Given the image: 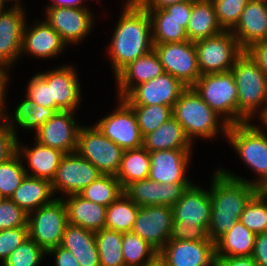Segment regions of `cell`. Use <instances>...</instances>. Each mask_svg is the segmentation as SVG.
<instances>
[{
	"instance_id": "obj_12",
	"label": "cell",
	"mask_w": 267,
	"mask_h": 266,
	"mask_svg": "<svg viewBox=\"0 0 267 266\" xmlns=\"http://www.w3.org/2000/svg\"><path fill=\"white\" fill-rule=\"evenodd\" d=\"M62 64L38 71V74L50 85L51 101H55V112L80 111L83 100L82 81L75 64ZM51 69V70H50ZM83 93V94H82Z\"/></svg>"
},
{
	"instance_id": "obj_33",
	"label": "cell",
	"mask_w": 267,
	"mask_h": 266,
	"mask_svg": "<svg viewBox=\"0 0 267 266\" xmlns=\"http://www.w3.org/2000/svg\"><path fill=\"white\" fill-rule=\"evenodd\" d=\"M146 10L151 18L153 44L188 41L186 29L189 22L176 21L164 9Z\"/></svg>"
},
{
	"instance_id": "obj_16",
	"label": "cell",
	"mask_w": 267,
	"mask_h": 266,
	"mask_svg": "<svg viewBox=\"0 0 267 266\" xmlns=\"http://www.w3.org/2000/svg\"><path fill=\"white\" fill-rule=\"evenodd\" d=\"M35 18L36 20L33 19L32 23H28L29 17L26 21L23 30L21 57L24 58L25 55H28L43 61L59 58L67 51V45L44 18Z\"/></svg>"
},
{
	"instance_id": "obj_10",
	"label": "cell",
	"mask_w": 267,
	"mask_h": 266,
	"mask_svg": "<svg viewBox=\"0 0 267 266\" xmlns=\"http://www.w3.org/2000/svg\"><path fill=\"white\" fill-rule=\"evenodd\" d=\"M44 19L67 45L86 41L95 28V15L90 7H44ZM82 42V43H81Z\"/></svg>"
},
{
	"instance_id": "obj_13",
	"label": "cell",
	"mask_w": 267,
	"mask_h": 266,
	"mask_svg": "<svg viewBox=\"0 0 267 266\" xmlns=\"http://www.w3.org/2000/svg\"><path fill=\"white\" fill-rule=\"evenodd\" d=\"M103 175L92 163L77 151L65 154L51 182L56 198L78 194ZM58 195L60 196H57Z\"/></svg>"
},
{
	"instance_id": "obj_38",
	"label": "cell",
	"mask_w": 267,
	"mask_h": 266,
	"mask_svg": "<svg viewBox=\"0 0 267 266\" xmlns=\"http://www.w3.org/2000/svg\"><path fill=\"white\" fill-rule=\"evenodd\" d=\"M123 193L119 180L114 175H101L78 194L93 203L109 206Z\"/></svg>"
},
{
	"instance_id": "obj_56",
	"label": "cell",
	"mask_w": 267,
	"mask_h": 266,
	"mask_svg": "<svg viewBox=\"0 0 267 266\" xmlns=\"http://www.w3.org/2000/svg\"><path fill=\"white\" fill-rule=\"evenodd\" d=\"M215 266H259L252 257H215Z\"/></svg>"
},
{
	"instance_id": "obj_40",
	"label": "cell",
	"mask_w": 267,
	"mask_h": 266,
	"mask_svg": "<svg viewBox=\"0 0 267 266\" xmlns=\"http://www.w3.org/2000/svg\"><path fill=\"white\" fill-rule=\"evenodd\" d=\"M137 118L142 136L155 131L173 117L172 107L166 105H129Z\"/></svg>"
},
{
	"instance_id": "obj_60",
	"label": "cell",
	"mask_w": 267,
	"mask_h": 266,
	"mask_svg": "<svg viewBox=\"0 0 267 266\" xmlns=\"http://www.w3.org/2000/svg\"><path fill=\"white\" fill-rule=\"evenodd\" d=\"M5 5H22L23 0H1Z\"/></svg>"
},
{
	"instance_id": "obj_9",
	"label": "cell",
	"mask_w": 267,
	"mask_h": 266,
	"mask_svg": "<svg viewBox=\"0 0 267 266\" xmlns=\"http://www.w3.org/2000/svg\"><path fill=\"white\" fill-rule=\"evenodd\" d=\"M194 45L201 75L231 71L244 52L231 31L199 40Z\"/></svg>"
},
{
	"instance_id": "obj_1",
	"label": "cell",
	"mask_w": 267,
	"mask_h": 266,
	"mask_svg": "<svg viewBox=\"0 0 267 266\" xmlns=\"http://www.w3.org/2000/svg\"><path fill=\"white\" fill-rule=\"evenodd\" d=\"M122 2L121 12L114 22L116 25L105 49L113 77L127 64L154 49L148 11L137 0Z\"/></svg>"
},
{
	"instance_id": "obj_39",
	"label": "cell",
	"mask_w": 267,
	"mask_h": 266,
	"mask_svg": "<svg viewBox=\"0 0 267 266\" xmlns=\"http://www.w3.org/2000/svg\"><path fill=\"white\" fill-rule=\"evenodd\" d=\"M239 221L255 234L267 232V195L262 190L247 203Z\"/></svg>"
},
{
	"instance_id": "obj_34",
	"label": "cell",
	"mask_w": 267,
	"mask_h": 266,
	"mask_svg": "<svg viewBox=\"0 0 267 266\" xmlns=\"http://www.w3.org/2000/svg\"><path fill=\"white\" fill-rule=\"evenodd\" d=\"M150 172V152L143 146L124 150L120 168L116 174L122 189L129 184L147 179Z\"/></svg>"
},
{
	"instance_id": "obj_55",
	"label": "cell",
	"mask_w": 267,
	"mask_h": 266,
	"mask_svg": "<svg viewBox=\"0 0 267 266\" xmlns=\"http://www.w3.org/2000/svg\"><path fill=\"white\" fill-rule=\"evenodd\" d=\"M251 257L259 266H267V232L256 234L254 251Z\"/></svg>"
},
{
	"instance_id": "obj_36",
	"label": "cell",
	"mask_w": 267,
	"mask_h": 266,
	"mask_svg": "<svg viewBox=\"0 0 267 266\" xmlns=\"http://www.w3.org/2000/svg\"><path fill=\"white\" fill-rule=\"evenodd\" d=\"M122 253L125 266H146L158 259V251L132 231L123 233Z\"/></svg>"
},
{
	"instance_id": "obj_61",
	"label": "cell",
	"mask_w": 267,
	"mask_h": 266,
	"mask_svg": "<svg viewBox=\"0 0 267 266\" xmlns=\"http://www.w3.org/2000/svg\"><path fill=\"white\" fill-rule=\"evenodd\" d=\"M146 266H165V265L159 259H157L155 262Z\"/></svg>"
},
{
	"instance_id": "obj_27",
	"label": "cell",
	"mask_w": 267,
	"mask_h": 266,
	"mask_svg": "<svg viewBox=\"0 0 267 266\" xmlns=\"http://www.w3.org/2000/svg\"><path fill=\"white\" fill-rule=\"evenodd\" d=\"M22 97L23 98L12 107L13 111L10 110L9 107V110H7L6 114L3 116L8 122L9 127L15 132L17 138L20 136L18 132L19 129L20 131L34 134L56 113L52 108L38 105L25 94Z\"/></svg>"
},
{
	"instance_id": "obj_37",
	"label": "cell",
	"mask_w": 267,
	"mask_h": 266,
	"mask_svg": "<svg viewBox=\"0 0 267 266\" xmlns=\"http://www.w3.org/2000/svg\"><path fill=\"white\" fill-rule=\"evenodd\" d=\"M100 266H125L122 253L123 233L103 228L95 232Z\"/></svg>"
},
{
	"instance_id": "obj_62",
	"label": "cell",
	"mask_w": 267,
	"mask_h": 266,
	"mask_svg": "<svg viewBox=\"0 0 267 266\" xmlns=\"http://www.w3.org/2000/svg\"><path fill=\"white\" fill-rule=\"evenodd\" d=\"M262 191L267 195V186L263 188Z\"/></svg>"
},
{
	"instance_id": "obj_42",
	"label": "cell",
	"mask_w": 267,
	"mask_h": 266,
	"mask_svg": "<svg viewBox=\"0 0 267 266\" xmlns=\"http://www.w3.org/2000/svg\"><path fill=\"white\" fill-rule=\"evenodd\" d=\"M46 256L47 252L28 237L8 256L2 266H40V263L45 262L43 260Z\"/></svg>"
},
{
	"instance_id": "obj_25",
	"label": "cell",
	"mask_w": 267,
	"mask_h": 266,
	"mask_svg": "<svg viewBox=\"0 0 267 266\" xmlns=\"http://www.w3.org/2000/svg\"><path fill=\"white\" fill-rule=\"evenodd\" d=\"M231 32L244 51L254 43L266 40L267 1L249 0Z\"/></svg>"
},
{
	"instance_id": "obj_32",
	"label": "cell",
	"mask_w": 267,
	"mask_h": 266,
	"mask_svg": "<svg viewBox=\"0 0 267 266\" xmlns=\"http://www.w3.org/2000/svg\"><path fill=\"white\" fill-rule=\"evenodd\" d=\"M256 234L240 221L215 242V257H251Z\"/></svg>"
},
{
	"instance_id": "obj_22",
	"label": "cell",
	"mask_w": 267,
	"mask_h": 266,
	"mask_svg": "<svg viewBox=\"0 0 267 266\" xmlns=\"http://www.w3.org/2000/svg\"><path fill=\"white\" fill-rule=\"evenodd\" d=\"M172 210V226H202L208 230L211 216L209 189L194 182L184 191Z\"/></svg>"
},
{
	"instance_id": "obj_2",
	"label": "cell",
	"mask_w": 267,
	"mask_h": 266,
	"mask_svg": "<svg viewBox=\"0 0 267 266\" xmlns=\"http://www.w3.org/2000/svg\"><path fill=\"white\" fill-rule=\"evenodd\" d=\"M212 170L214 171L208 182L211 197L208 235L215 243L238 223L245 206L259 189L252 184L223 174L217 166Z\"/></svg>"
},
{
	"instance_id": "obj_3",
	"label": "cell",
	"mask_w": 267,
	"mask_h": 266,
	"mask_svg": "<svg viewBox=\"0 0 267 266\" xmlns=\"http://www.w3.org/2000/svg\"><path fill=\"white\" fill-rule=\"evenodd\" d=\"M225 141L231 145L241 162L253 172L251 178L236 175L230 169L218 166L225 175L254 185L259 190L267 186V132L255 122L229 125ZM256 177V178H255Z\"/></svg>"
},
{
	"instance_id": "obj_47",
	"label": "cell",
	"mask_w": 267,
	"mask_h": 266,
	"mask_svg": "<svg viewBox=\"0 0 267 266\" xmlns=\"http://www.w3.org/2000/svg\"><path fill=\"white\" fill-rule=\"evenodd\" d=\"M28 227L0 230V264L23 242L27 240Z\"/></svg>"
},
{
	"instance_id": "obj_48",
	"label": "cell",
	"mask_w": 267,
	"mask_h": 266,
	"mask_svg": "<svg viewBox=\"0 0 267 266\" xmlns=\"http://www.w3.org/2000/svg\"><path fill=\"white\" fill-rule=\"evenodd\" d=\"M17 140L18 138L9 127L8 122L0 117V164L17 153Z\"/></svg>"
},
{
	"instance_id": "obj_28",
	"label": "cell",
	"mask_w": 267,
	"mask_h": 266,
	"mask_svg": "<svg viewBox=\"0 0 267 266\" xmlns=\"http://www.w3.org/2000/svg\"><path fill=\"white\" fill-rule=\"evenodd\" d=\"M62 199L67 209L69 224L94 232L105 228L107 207L86 200L79 194L67 195Z\"/></svg>"
},
{
	"instance_id": "obj_49",
	"label": "cell",
	"mask_w": 267,
	"mask_h": 266,
	"mask_svg": "<svg viewBox=\"0 0 267 266\" xmlns=\"http://www.w3.org/2000/svg\"><path fill=\"white\" fill-rule=\"evenodd\" d=\"M208 241V230L202 226H172L169 241Z\"/></svg>"
},
{
	"instance_id": "obj_58",
	"label": "cell",
	"mask_w": 267,
	"mask_h": 266,
	"mask_svg": "<svg viewBox=\"0 0 267 266\" xmlns=\"http://www.w3.org/2000/svg\"><path fill=\"white\" fill-rule=\"evenodd\" d=\"M44 7H90L85 0H50Z\"/></svg>"
},
{
	"instance_id": "obj_26",
	"label": "cell",
	"mask_w": 267,
	"mask_h": 266,
	"mask_svg": "<svg viewBox=\"0 0 267 266\" xmlns=\"http://www.w3.org/2000/svg\"><path fill=\"white\" fill-rule=\"evenodd\" d=\"M164 72L160 58L153 49L122 68L113 78L117 98H123L135 86L148 82Z\"/></svg>"
},
{
	"instance_id": "obj_44",
	"label": "cell",
	"mask_w": 267,
	"mask_h": 266,
	"mask_svg": "<svg viewBox=\"0 0 267 266\" xmlns=\"http://www.w3.org/2000/svg\"><path fill=\"white\" fill-rule=\"evenodd\" d=\"M96 242L95 232L67 224L64 230L61 247L65 249L89 248Z\"/></svg>"
},
{
	"instance_id": "obj_43",
	"label": "cell",
	"mask_w": 267,
	"mask_h": 266,
	"mask_svg": "<svg viewBox=\"0 0 267 266\" xmlns=\"http://www.w3.org/2000/svg\"><path fill=\"white\" fill-rule=\"evenodd\" d=\"M218 22L224 31H231L238 23L249 0H211Z\"/></svg>"
},
{
	"instance_id": "obj_30",
	"label": "cell",
	"mask_w": 267,
	"mask_h": 266,
	"mask_svg": "<svg viewBox=\"0 0 267 266\" xmlns=\"http://www.w3.org/2000/svg\"><path fill=\"white\" fill-rule=\"evenodd\" d=\"M220 26L211 0H193L189 24L186 29L188 40L197 42L220 34Z\"/></svg>"
},
{
	"instance_id": "obj_46",
	"label": "cell",
	"mask_w": 267,
	"mask_h": 266,
	"mask_svg": "<svg viewBox=\"0 0 267 266\" xmlns=\"http://www.w3.org/2000/svg\"><path fill=\"white\" fill-rule=\"evenodd\" d=\"M29 79L23 93L38 105L55 111V101H51L50 85L38 73Z\"/></svg>"
},
{
	"instance_id": "obj_23",
	"label": "cell",
	"mask_w": 267,
	"mask_h": 266,
	"mask_svg": "<svg viewBox=\"0 0 267 266\" xmlns=\"http://www.w3.org/2000/svg\"><path fill=\"white\" fill-rule=\"evenodd\" d=\"M193 183L162 184L149 178L129 184L123 192L138 206L164 205L173 207Z\"/></svg>"
},
{
	"instance_id": "obj_59",
	"label": "cell",
	"mask_w": 267,
	"mask_h": 266,
	"mask_svg": "<svg viewBox=\"0 0 267 266\" xmlns=\"http://www.w3.org/2000/svg\"><path fill=\"white\" fill-rule=\"evenodd\" d=\"M258 124L267 132V107L263 115L257 120Z\"/></svg>"
},
{
	"instance_id": "obj_54",
	"label": "cell",
	"mask_w": 267,
	"mask_h": 266,
	"mask_svg": "<svg viewBox=\"0 0 267 266\" xmlns=\"http://www.w3.org/2000/svg\"><path fill=\"white\" fill-rule=\"evenodd\" d=\"M193 1H185L167 6L164 10L171 15V18L179 22H189Z\"/></svg>"
},
{
	"instance_id": "obj_14",
	"label": "cell",
	"mask_w": 267,
	"mask_h": 266,
	"mask_svg": "<svg viewBox=\"0 0 267 266\" xmlns=\"http://www.w3.org/2000/svg\"><path fill=\"white\" fill-rule=\"evenodd\" d=\"M163 70L179 79L185 86L192 87L201 76L194 42H171L154 44Z\"/></svg>"
},
{
	"instance_id": "obj_31",
	"label": "cell",
	"mask_w": 267,
	"mask_h": 266,
	"mask_svg": "<svg viewBox=\"0 0 267 266\" xmlns=\"http://www.w3.org/2000/svg\"><path fill=\"white\" fill-rule=\"evenodd\" d=\"M149 152L171 149H195L182 126L172 117L158 129L143 136V145Z\"/></svg>"
},
{
	"instance_id": "obj_19",
	"label": "cell",
	"mask_w": 267,
	"mask_h": 266,
	"mask_svg": "<svg viewBox=\"0 0 267 266\" xmlns=\"http://www.w3.org/2000/svg\"><path fill=\"white\" fill-rule=\"evenodd\" d=\"M173 221V210L170 206L139 207L132 232L159 252L170 239Z\"/></svg>"
},
{
	"instance_id": "obj_41",
	"label": "cell",
	"mask_w": 267,
	"mask_h": 266,
	"mask_svg": "<svg viewBox=\"0 0 267 266\" xmlns=\"http://www.w3.org/2000/svg\"><path fill=\"white\" fill-rule=\"evenodd\" d=\"M21 157L16 153L0 164V194L10 198L26 176Z\"/></svg>"
},
{
	"instance_id": "obj_57",
	"label": "cell",
	"mask_w": 267,
	"mask_h": 266,
	"mask_svg": "<svg viewBox=\"0 0 267 266\" xmlns=\"http://www.w3.org/2000/svg\"><path fill=\"white\" fill-rule=\"evenodd\" d=\"M145 9H164L175 3L193 0H137Z\"/></svg>"
},
{
	"instance_id": "obj_51",
	"label": "cell",
	"mask_w": 267,
	"mask_h": 266,
	"mask_svg": "<svg viewBox=\"0 0 267 266\" xmlns=\"http://www.w3.org/2000/svg\"><path fill=\"white\" fill-rule=\"evenodd\" d=\"M11 71L13 72L12 68L5 66L3 64H0V117H3L9 108L7 107L8 104L6 102L8 100L7 92L10 88L8 86H10L9 82H11V77H10L12 75L10 74Z\"/></svg>"
},
{
	"instance_id": "obj_4",
	"label": "cell",
	"mask_w": 267,
	"mask_h": 266,
	"mask_svg": "<svg viewBox=\"0 0 267 266\" xmlns=\"http://www.w3.org/2000/svg\"><path fill=\"white\" fill-rule=\"evenodd\" d=\"M172 114L193 145L198 138L214 141L220 135L226 139L229 124L202 100L193 87H187L181 93Z\"/></svg>"
},
{
	"instance_id": "obj_18",
	"label": "cell",
	"mask_w": 267,
	"mask_h": 266,
	"mask_svg": "<svg viewBox=\"0 0 267 266\" xmlns=\"http://www.w3.org/2000/svg\"><path fill=\"white\" fill-rule=\"evenodd\" d=\"M187 88L179 79L163 72L161 75L132 88L122 99L128 105L174 106Z\"/></svg>"
},
{
	"instance_id": "obj_45",
	"label": "cell",
	"mask_w": 267,
	"mask_h": 266,
	"mask_svg": "<svg viewBox=\"0 0 267 266\" xmlns=\"http://www.w3.org/2000/svg\"><path fill=\"white\" fill-rule=\"evenodd\" d=\"M28 214L17 206L10 198H4L0 203V230L15 227H28Z\"/></svg>"
},
{
	"instance_id": "obj_29",
	"label": "cell",
	"mask_w": 267,
	"mask_h": 266,
	"mask_svg": "<svg viewBox=\"0 0 267 266\" xmlns=\"http://www.w3.org/2000/svg\"><path fill=\"white\" fill-rule=\"evenodd\" d=\"M55 198L50 181L28 175L10 197L27 214L50 204Z\"/></svg>"
},
{
	"instance_id": "obj_24",
	"label": "cell",
	"mask_w": 267,
	"mask_h": 266,
	"mask_svg": "<svg viewBox=\"0 0 267 266\" xmlns=\"http://www.w3.org/2000/svg\"><path fill=\"white\" fill-rule=\"evenodd\" d=\"M33 141V145H30L22 142L20 137L17 140V154L21 157L26 174L52 182L65 153L42 145L35 139Z\"/></svg>"
},
{
	"instance_id": "obj_5",
	"label": "cell",
	"mask_w": 267,
	"mask_h": 266,
	"mask_svg": "<svg viewBox=\"0 0 267 266\" xmlns=\"http://www.w3.org/2000/svg\"><path fill=\"white\" fill-rule=\"evenodd\" d=\"M231 72L238 91V124L255 122L267 107V75L246 51Z\"/></svg>"
},
{
	"instance_id": "obj_17",
	"label": "cell",
	"mask_w": 267,
	"mask_h": 266,
	"mask_svg": "<svg viewBox=\"0 0 267 266\" xmlns=\"http://www.w3.org/2000/svg\"><path fill=\"white\" fill-rule=\"evenodd\" d=\"M76 111H58L34 134L33 138L42 145L59 149L63 153L76 152L81 124Z\"/></svg>"
},
{
	"instance_id": "obj_8",
	"label": "cell",
	"mask_w": 267,
	"mask_h": 266,
	"mask_svg": "<svg viewBox=\"0 0 267 266\" xmlns=\"http://www.w3.org/2000/svg\"><path fill=\"white\" fill-rule=\"evenodd\" d=\"M68 224L67 209L63 199L55 198L28 214V235L46 252L61 245Z\"/></svg>"
},
{
	"instance_id": "obj_20",
	"label": "cell",
	"mask_w": 267,
	"mask_h": 266,
	"mask_svg": "<svg viewBox=\"0 0 267 266\" xmlns=\"http://www.w3.org/2000/svg\"><path fill=\"white\" fill-rule=\"evenodd\" d=\"M194 149H171L150 152L149 179L162 184L194 183L189 178ZM188 174V175H187Z\"/></svg>"
},
{
	"instance_id": "obj_15",
	"label": "cell",
	"mask_w": 267,
	"mask_h": 266,
	"mask_svg": "<svg viewBox=\"0 0 267 266\" xmlns=\"http://www.w3.org/2000/svg\"><path fill=\"white\" fill-rule=\"evenodd\" d=\"M26 8L23 3L0 9V64L12 69L21 60L23 30L28 17Z\"/></svg>"
},
{
	"instance_id": "obj_7",
	"label": "cell",
	"mask_w": 267,
	"mask_h": 266,
	"mask_svg": "<svg viewBox=\"0 0 267 266\" xmlns=\"http://www.w3.org/2000/svg\"><path fill=\"white\" fill-rule=\"evenodd\" d=\"M76 151L103 175L114 176L120 168L124 153V150L105 137L94 123L89 126L82 124Z\"/></svg>"
},
{
	"instance_id": "obj_64",
	"label": "cell",
	"mask_w": 267,
	"mask_h": 266,
	"mask_svg": "<svg viewBox=\"0 0 267 266\" xmlns=\"http://www.w3.org/2000/svg\"><path fill=\"white\" fill-rule=\"evenodd\" d=\"M86 1V3H89V2H87V1H90V0H85ZM93 1V0H92ZM94 1H96L97 3L98 2H100L99 0H94Z\"/></svg>"
},
{
	"instance_id": "obj_50",
	"label": "cell",
	"mask_w": 267,
	"mask_h": 266,
	"mask_svg": "<svg viewBox=\"0 0 267 266\" xmlns=\"http://www.w3.org/2000/svg\"><path fill=\"white\" fill-rule=\"evenodd\" d=\"M66 250L73 254L80 266H100L99 252L96 242L89 248Z\"/></svg>"
},
{
	"instance_id": "obj_35",
	"label": "cell",
	"mask_w": 267,
	"mask_h": 266,
	"mask_svg": "<svg viewBox=\"0 0 267 266\" xmlns=\"http://www.w3.org/2000/svg\"><path fill=\"white\" fill-rule=\"evenodd\" d=\"M139 207L123 192L107 206L105 228L121 233L132 231Z\"/></svg>"
},
{
	"instance_id": "obj_11",
	"label": "cell",
	"mask_w": 267,
	"mask_h": 266,
	"mask_svg": "<svg viewBox=\"0 0 267 266\" xmlns=\"http://www.w3.org/2000/svg\"><path fill=\"white\" fill-rule=\"evenodd\" d=\"M116 98V107L94 123L97 128L123 150L142 147L143 136L133 109L122 99Z\"/></svg>"
},
{
	"instance_id": "obj_6",
	"label": "cell",
	"mask_w": 267,
	"mask_h": 266,
	"mask_svg": "<svg viewBox=\"0 0 267 266\" xmlns=\"http://www.w3.org/2000/svg\"><path fill=\"white\" fill-rule=\"evenodd\" d=\"M192 87L229 125L238 124V91L231 71L203 74Z\"/></svg>"
},
{
	"instance_id": "obj_21",
	"label": "cell",
	"mask_w": 267,
	"mask_h": 266,
	"mask_svg": "<svg viewBox=\"0 0 267 266\" xmlns=\"http://www.w3.org/2000/svg\"><path fill=\"white\" fill-rule=\"evenodd\" d=\"M158 259L165 266H215V243L208 241H168Z\"/></svg>"
},
{
	"instance_id": "obj_52",
	"label": "cell",
	"mask_w": 267,
	"mask_h": 266,
	"mask_svg": "<svg viewBox=\"0 0 267 266\" xmlns=\"http://www.w3.org/2000/svg\"><path fill=\"white\" fill-rule=\"evenodd\" d=\"M47 257L54 259V266H80L73 254L60 245L49 249Z\"/></svg>"
},
{
	"instance_id": "obj_63",
	"label": "cell",
	"mask_w": 267,
	"mask_h": 266,
	"mask_svg": "<svg viewBox=\"0 0 267 266\" xmlns=\"http://www.w3.org/2000/svg\"><path fill=\"white\" fill-rule=\"evenodd\" d=\"M4 199V197L0 194V203Z\"/></svg>"
},
{
	"instance_id": "obj_53",
	"label": "cell",
	"mask_w": 267,
	"mask_h": 266,
	"mask_svg": "<svg viewBox=\"0 0 267 266\" xmlns=\"http://www.w3.org/2000/svg\"><path fill=\"white\" fill-rule=\"evenodd\" d=\"M245 51L267 75V39L254 43Z\"/></svg>"
}]
</instances>
